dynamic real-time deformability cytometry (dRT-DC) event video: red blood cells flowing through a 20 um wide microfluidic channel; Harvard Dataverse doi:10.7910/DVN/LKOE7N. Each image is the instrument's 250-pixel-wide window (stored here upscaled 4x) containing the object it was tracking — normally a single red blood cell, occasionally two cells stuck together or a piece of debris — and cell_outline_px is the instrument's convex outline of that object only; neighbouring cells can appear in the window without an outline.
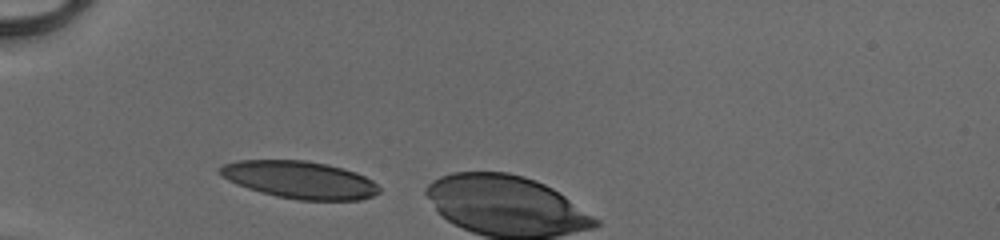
{"species": "human", "species_latin": "Homo sapiens", "temperature_condition": "cold", "stored_images_in_passage": 4, "camera_frame_rate_fps": 3000, "um_per_image_px": 0.085, "donor": {"sex": "male"}, "frame": {"image": 1, "passage_image": 1, "time_ms": 0.0, "image_size_px": [1000, 240], "cell_outline_px": [[380, 192], [372, 196], [360, 200], [300, 200], [276, 196], [260, 192], [236, 184], [220, 176], [220, 168], [224, 164], [236, 160], [308, 160], [328, 164], [356, 172], [372, 180], [380, 188]], "centroid_in_image_um": [25.48, 15.28], "position_along_channel_um": 59.5, "area_um2": 34.8}}